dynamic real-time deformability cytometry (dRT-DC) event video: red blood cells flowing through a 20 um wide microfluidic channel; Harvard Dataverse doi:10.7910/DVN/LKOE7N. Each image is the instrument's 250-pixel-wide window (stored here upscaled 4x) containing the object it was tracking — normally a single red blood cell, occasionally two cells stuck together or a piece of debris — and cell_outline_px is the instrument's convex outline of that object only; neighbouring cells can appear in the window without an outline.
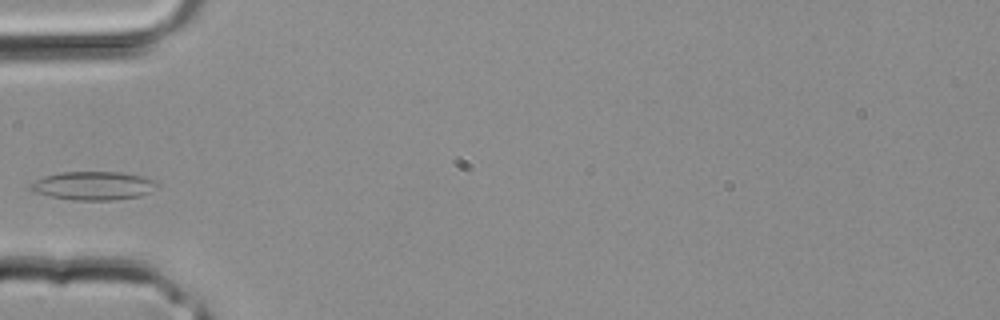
{"species": "common noctule bat (a hibernating species)", "species_latin": "Nyctalus noctula", "temperature_condition": "room temperature", "stored_images_in_passage": 1, "camera_frame_rate_fps": 3000, "um_per_image_px": 0.085, "animal": {"sex": "male", "body_mass_g": 20.4}, "frame": {"image": 1, "passage_image": 1, "time_ms": 0.0, "image_size_px": [1000, 320], "cell_outline_px": [[160, 188], [140, 196], [112, 200], [72, 200], [32, 192], [28, 188], [28, 184], [44, 176], [60, 172], [120, 172], [140, 176], [156, 180], [160, 184]], "centroid_in_image_um": [7.95, 15.78], "position_along_channel_um": 77.0, "area_um2": 21.27}}